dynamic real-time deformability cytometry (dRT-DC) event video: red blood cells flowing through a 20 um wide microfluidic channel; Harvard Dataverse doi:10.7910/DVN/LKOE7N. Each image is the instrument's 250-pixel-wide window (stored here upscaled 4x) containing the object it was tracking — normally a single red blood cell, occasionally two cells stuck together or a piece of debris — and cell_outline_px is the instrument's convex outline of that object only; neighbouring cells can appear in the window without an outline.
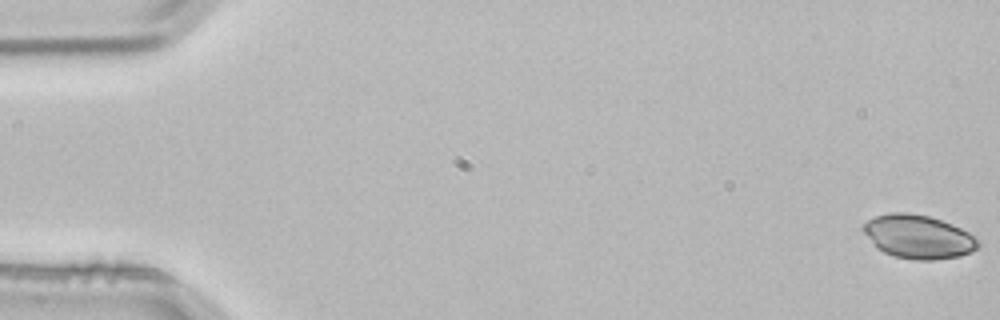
{"species": "common noctule bat (a hibernating species)", "species_latin": "Nyctalus noctula", "temperature_condition": "room temperature", "stored_images_in_passage": 41, "camera_frame_rate_fps": 3000, "um_per_image_px": 0.085, "animal": {"sex": "male", "body_mass_g": 21.5, "forearm_length_mm": 52.0}, "frame": {"image": 1, "passage_image": 1, "time_ms": 0.0, "image_size_px": [1000, 320], "cell_outline_px": [[980, 244], [972, 252], [960, 256], [932, 260], [916, 260], [896, 256], [884, 252], [876, 248], [864, 232], [864, 224], [868, 220], [876, 216], [892, 212], [908, 212], [928, 216], [952, 224], [968, 232], [980, 240]], "centroid_in_image_um": [78.08, 20.12], "position_along_channel_um": 6.9, "area_um2": 29.02}}
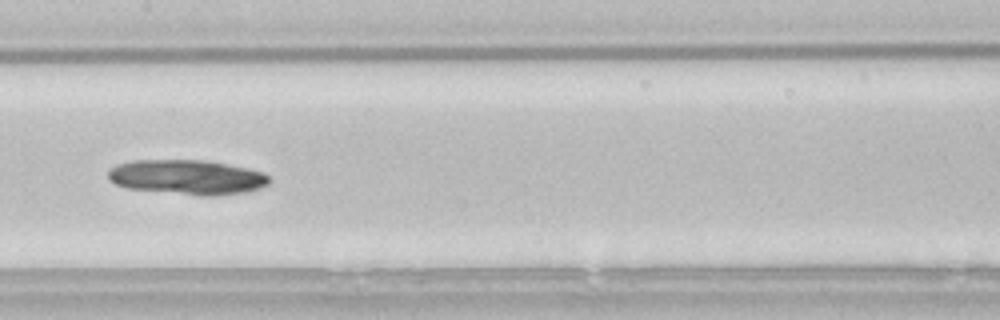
{"frame": {"image": 2, "passage_image": 27, "time_ms": 8.667, "image_size_px": [1000, 320], "cell_outline_px": [[268, 184], [260, 188], [248, 192], [216, 196], [204, 196], [128, 188], [116, 184], [108, 180], [108, 172], [116, 164], [132, 160], [204, 160], [264, 172], [268, 176]], "centroid_in_image_um": [15.89, 15.06], "position_along_channel_um": 191.5, "area_um2": 32.48}}
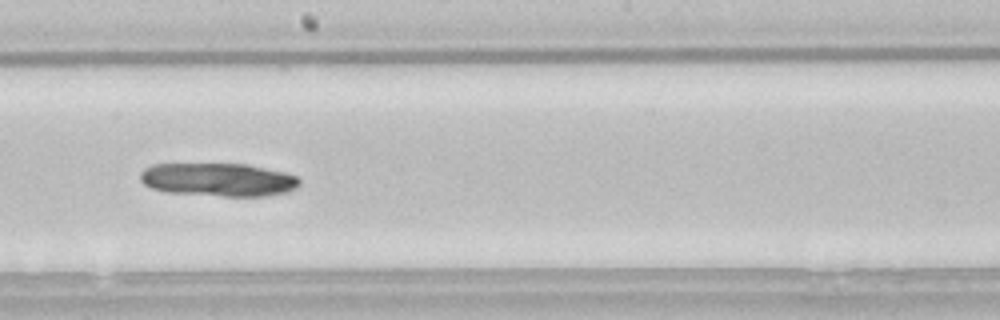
{"frame": {"image": 3, "passage_image": 30, "time_ms": 9.667, "image_size_px": [1000, 320], "cell_outline_px": [[300, 184], [296, 188], [288, 192], [268, 196], [224, 196], [168, 192], [152, 188], [144, 184], [140, 180], [140, 172], [144, 168], [152, 164], [248, 164], [284, 172], [296, 176], [300, 180]], "centroid_in_image_um": [18.57, 15.27], "position_along_channel_um": 229.6, "area_um2": 30.98}}